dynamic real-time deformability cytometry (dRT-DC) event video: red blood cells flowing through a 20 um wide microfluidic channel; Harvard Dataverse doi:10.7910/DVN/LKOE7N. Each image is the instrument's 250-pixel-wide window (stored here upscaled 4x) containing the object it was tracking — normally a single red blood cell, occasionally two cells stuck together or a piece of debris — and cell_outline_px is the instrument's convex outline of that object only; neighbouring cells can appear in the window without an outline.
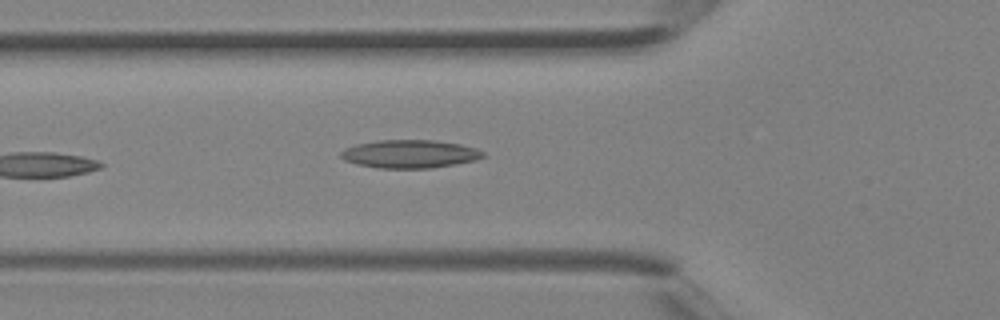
{"species": "Egyptian fruit bat (a non-hibernating species)", "species_latin": "Rousettus aegyptiacus", "temperature_condition": "room temperature", "stored_images_in_passage": 5, "camera_frame_rate_fps": 3000, "um_per_image_px": 0.085, "animal": {"sex": "female"}, "frame": {"image": 1, "passage_image": 5, "time_ms": 1.333, "image_size_px": [1000, 320], "cell_outline_px": [[484, 156], [476, 160], [456, 164], [432, 168], [380, 168], [356, 164], [344, 160], [340, 156], [340, 152], [356, 144], [376, 140], [432, 140], [460, 144], [476, 148], [484, 152]], "centroid_in_image_um": [34.84, 13.09], "position_along_channel_um": 91.0, "area_um2": 23.29}}